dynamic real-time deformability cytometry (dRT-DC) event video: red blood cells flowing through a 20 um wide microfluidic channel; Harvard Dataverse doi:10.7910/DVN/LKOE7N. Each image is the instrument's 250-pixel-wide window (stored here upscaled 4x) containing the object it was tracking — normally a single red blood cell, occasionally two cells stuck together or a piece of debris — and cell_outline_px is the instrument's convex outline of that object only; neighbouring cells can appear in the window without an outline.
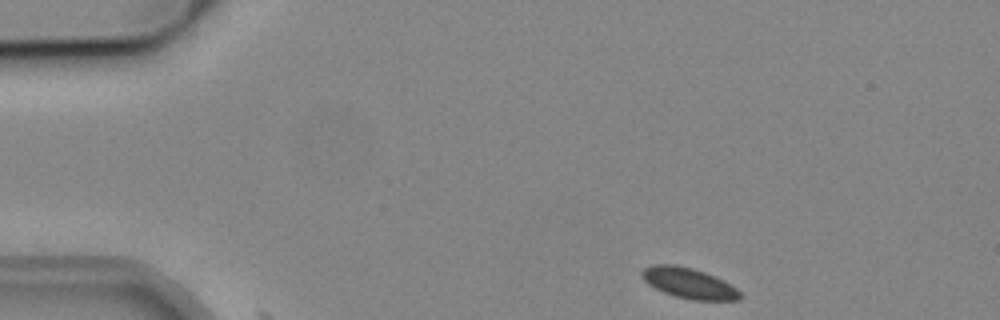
{"species": "common noctule bat (a hibernating species)", "species_latin": "Nyctalus noctula", "temperature_condition": "cold", "stored_images_in_passage": 2, "camera_frame_rate_fps": 3000, "um_per_image_px": 0.085, "animal": {"sex": "male", "body_mass_g": 19.2, "forearm_length_mm": 51.8}, "frame": {"image": 1, "passage_image": 1, "time_ms": 0.0, "image_size_px": [1000, 320], "cell_outline_px": [[744, 296], [740, 300], [692, 300], [676, 296], [664, 292], [648, 284], [640, 276], [640, 272], [644, 268], [652, 264], [672, 264], [692, 268], [704, 272], [736, 288]], "centroid_in_image_um": [58.52, 24.07], "position_along_channel_um": 26.5, "area_um2": 17.28}}